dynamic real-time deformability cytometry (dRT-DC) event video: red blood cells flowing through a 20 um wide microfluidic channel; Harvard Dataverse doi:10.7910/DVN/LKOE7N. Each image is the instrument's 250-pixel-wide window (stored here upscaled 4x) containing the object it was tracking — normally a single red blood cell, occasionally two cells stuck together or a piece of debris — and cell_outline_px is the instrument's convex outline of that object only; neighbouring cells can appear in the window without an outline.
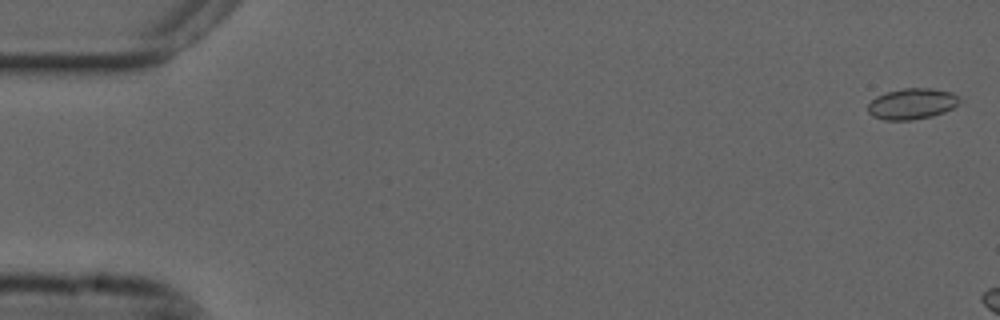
{"species": "common noctule bat (a hibernating species)", "species_latin": "Nyctalus noctula", "temperature_condition": "cold", "stored_images_in_passage": 8, "camera_frame_rate_fps": 3000, "um_per_image_px": 0.085, "animal": {"sex": "male", "forearm_length_mm": 52.5}, "frame": {"image": 1, "passage_image": 1, "time_ms": 0.0, "image_size_px": [1000, 320], "cell_outline_px": [[964, 100], [952, 108], [944, 112], [932, 116], [912, 120], [884, 120], [872, 116], [868, 112], [868, 104], [876, 96], [888, 92], [904, 88], [932, 88], [952, 92]], "centroid_in_image_um": [77.55, 8.82], "position_along_channel_um": 7.5, "area_um2": 16.65}}